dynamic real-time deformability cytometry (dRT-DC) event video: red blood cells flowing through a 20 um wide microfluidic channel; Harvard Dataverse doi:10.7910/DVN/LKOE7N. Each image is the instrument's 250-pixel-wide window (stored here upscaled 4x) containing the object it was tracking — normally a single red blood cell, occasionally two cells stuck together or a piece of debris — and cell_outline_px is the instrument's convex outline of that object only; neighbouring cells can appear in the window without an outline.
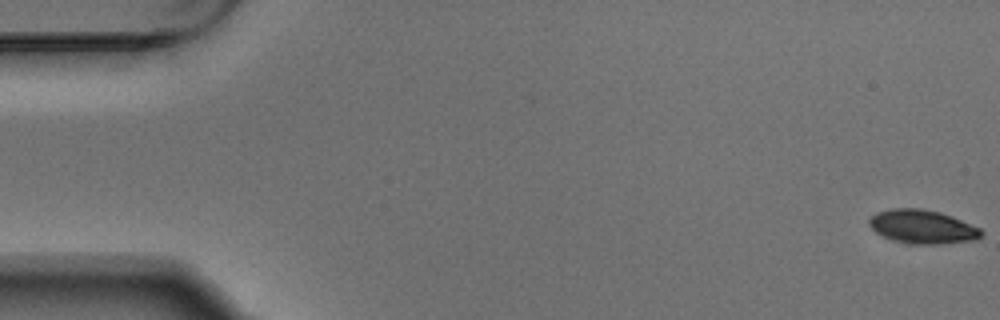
{"species": "Egyptian fruit bat (a non-hibernating species)", "species_latin": "Rousettus aegyptiacus", "temperature_condition": "warm", "stored_images_in_passage": 5, "camera_frame_rate_fps": 3000, "um_per_image_px": 0.085, "animal": {"sex": "male"}, "frame": {"image": 1, "passage_image": 1, "time_ms": 0.0, "image_size_px": [1000, 320], "cell_outline_px": [[984, 232], [976, 240], [940, 244], [908, 244], [892, 240], [876, 232], [868, 224], [868, 220], [876, 212], [888, 208], [920, 208], [940, 212], [952, 216], [980, 228]], "centroid_in_image_um": [78.39, 19.27], "position_along_channel_um": 6.6, "area_um2": 22.2}}
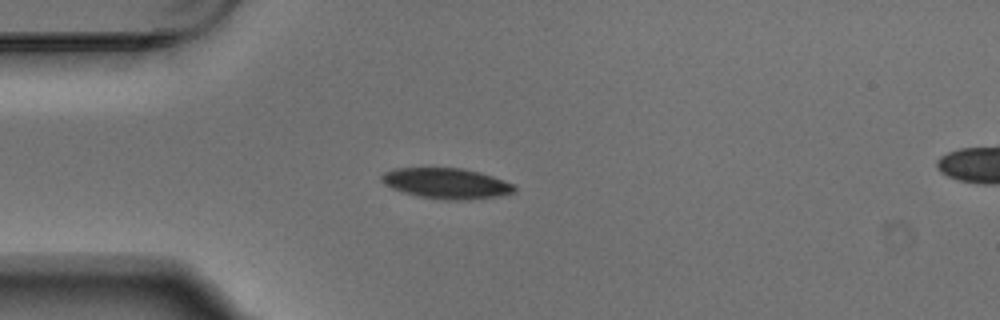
{"frame": {"image": 2, "passage_image": 5, "time_ms": 1.333, "image_size_px": [1000, 320], "cell_outline_px": [[516, 192], [496, 196], [468, 200], [444, 200], [416, 196], [392, 188], [384, 184], [380, 180], [380, 176], [384, 172], [392, 168], [464, 168], [480, 172], [516, 184]], "centroid_in_image_um": [37.95, 15.58], "position_along_channel_um": 47.1, "area_um2": 23.93}}